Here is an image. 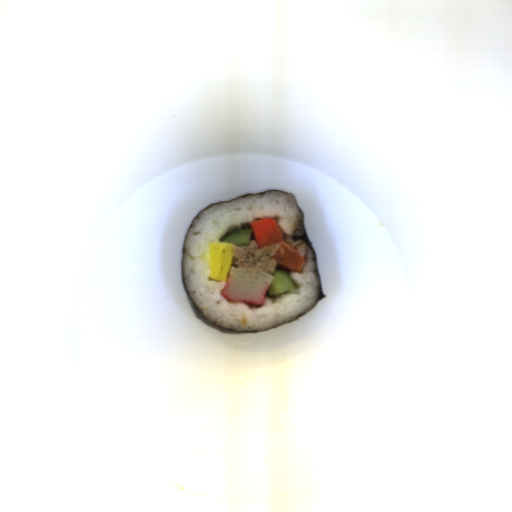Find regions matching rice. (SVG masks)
<instances>
[{
  "label": "rice",
  "mask_w": 512,
  "mask_h": 512,
  "mask_svg": "<svg viewBox=\"0 0 512 512\" xmlns=\"http://www.w3.org/2000/svg\"><path fill=\"white\" fill-rule=\"evenodd\" d=\"M275 218L285 240L306 262L299 272H288L297 288L280 296L265 297L263 305L222 297L227 282L209 279L208 248L233 229L250 228L255 220ZM304 216L287 192L251 194L205 208L191 224L183 245L181 268L192 302L213 324L234 332H261L292 321L311 311L320 298L316 257L304 240Z\"/></svg>",
  "instance_id": "1"
}]
</instances>
